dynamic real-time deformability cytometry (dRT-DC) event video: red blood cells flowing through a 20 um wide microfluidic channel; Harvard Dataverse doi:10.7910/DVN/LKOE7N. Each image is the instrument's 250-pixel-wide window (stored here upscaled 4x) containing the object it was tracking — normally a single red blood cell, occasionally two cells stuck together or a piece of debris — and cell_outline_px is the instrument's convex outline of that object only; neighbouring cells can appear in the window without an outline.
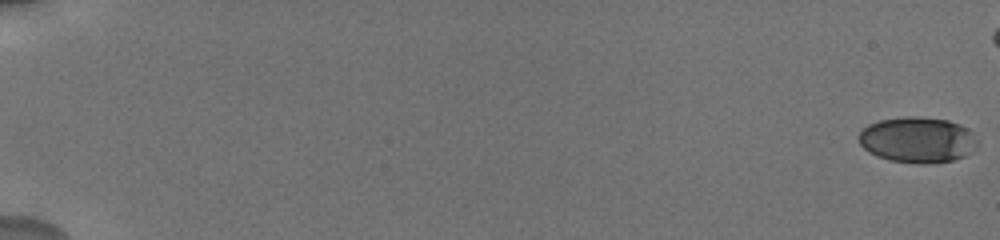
{"species": "human", "species_latin": "Homo sapiens", "temperature_condition": "cold", "stored_images_in_passage": 23, "camera_frame_rate_fps": 3000, "um_per_image_px": 0.085, "donor": {"sex": "male"}, "frame": {"image": 1, "passage_image": 1, "time_ms": 0.0, "image_size_px": [1000, 240], "cell_outline_px": [[980, 144], [972, 152], [964, 156], [952, 160], [924, 164], [920, 164], [888, 160], [876, 156], [868, 152], [860, 144], [856, 136], [868, 124], [880, 120], [904, 116], [920, 116], [948, 120], [960, 124], [968, 128], [972, 132]], "centroid_in_image_um": [77.99, 11.88], "position_along_channel_um": 7.0, "area_um2": 32.14}}
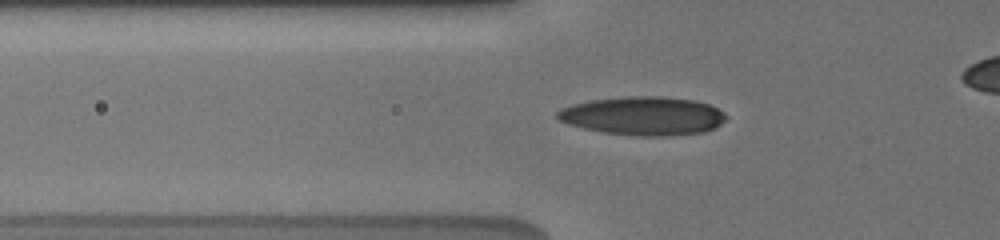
{"frame": {"image": 2, "passage_image": 16, "time_ms": 7.333, "image_size_px": [1000, 240], "cell_outline_px": [[728, 116], [716, 128], [704, 132], [668, 136], [636, 136], [604, 132], [584, 128], [568, 124], [560, 120], [556, 116], [556, 112], [560, 108], [572, 104], [592, 100], [628, 96], [660, 96], [692, 100], [708, 104], [724, 112]], "centroid_in_image_um": [54.67, 9.85], "position_along_channel_um": 71.1, "area_um2": 37.92}}
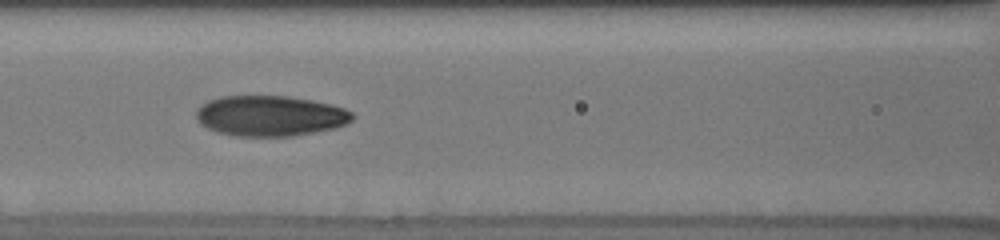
{"frame": {"image": 3, "passage_image": 20, "time_ms": 9.333, "image_size_px": [1000, 240], "cell_outline_px": [[356, 116], [352, 120], [344, 124], [332, 128], [292, 136], [236, 136], [220, 132], [208, 128], [200, 124], [196, 116], [196, 108], [208, 100], [220, 96], [288, 96], [312, 100], [344, 108], [352, 112]], "centroid_in_image_um": [22.93, 9.84], "position_along_channel_um": 143.7, "area_um2": 36.7}}